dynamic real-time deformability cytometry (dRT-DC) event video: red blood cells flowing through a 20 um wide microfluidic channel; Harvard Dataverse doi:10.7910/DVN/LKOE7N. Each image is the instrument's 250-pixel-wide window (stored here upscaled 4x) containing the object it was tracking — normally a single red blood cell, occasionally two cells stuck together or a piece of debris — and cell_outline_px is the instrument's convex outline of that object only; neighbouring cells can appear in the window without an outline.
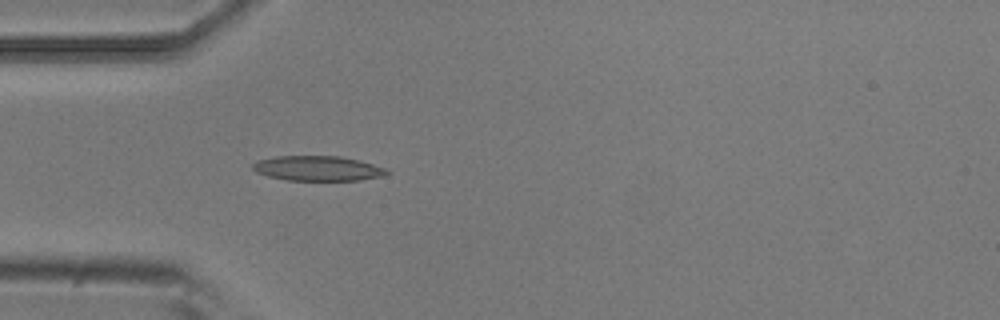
{"species": "common noctule bat (a hibernating species)", "species_latin": "Nyctalus noctula", "temperature_condition": "room temperature", "stored_images_in_passage": 3, "camera_frame_rate_fps": 3000, "um_per_image_px": 0.085, "animal": {"sex": "male", "body_mass_g": 20.5, "forearm_length_mm": 52.5}, "frame": {"image": 1, "passage_image": 3, "time_ms": 0.667, "image_size_px": [1000, 320], "cell_outline_px": [[392, 172], [384, 176], [360, 180], [288, 180], [268, 176], [256, 172], [252, 168], [252, 164], [256, 160], [276, 156], [340, 156], [360, 160], [384, 168]], "centroid_in_image_um": [27.01, 14.31], "position_along_channel_um": 58.0, "area_um2": 19.54}}